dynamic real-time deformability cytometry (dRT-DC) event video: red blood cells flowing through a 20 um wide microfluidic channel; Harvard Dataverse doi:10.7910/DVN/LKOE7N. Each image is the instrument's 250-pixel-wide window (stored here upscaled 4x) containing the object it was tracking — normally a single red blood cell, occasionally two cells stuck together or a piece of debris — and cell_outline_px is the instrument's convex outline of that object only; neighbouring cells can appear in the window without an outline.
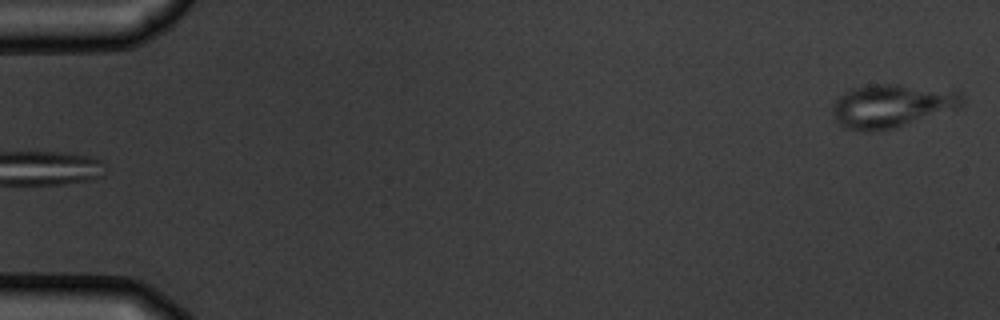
{"species": "common noctule bat (a hibernating species)", "species_latin": "Nyctalus noctula", "temperature_condition": "warm", "stored_images_in_passage": 6, "camera_frame_rate_fps": 3000, "um_per_image_px": 0.085, "animal": {"sex": "male", "body_mass_g": 19.5, "forearm_length_mm": 54.6}, "frame": {"image": 1, "passage_image": 6, "time_ms": 5.667, "image_size_px": [1000, 320], "cell_outline_px": [[964, 104], [956, 108], [892, 128], [868, 132], [848, 128], [840, 124], [836, 120], [832, 112], [832, 104], [840, 96], [852, 88], [864, 84], [900, 84], [956, 88], [964, 96]], "centroid_in_image_um": [75.85, 8.94], "position_along_channel_um": 9.2, "area_um2": 33.0}}